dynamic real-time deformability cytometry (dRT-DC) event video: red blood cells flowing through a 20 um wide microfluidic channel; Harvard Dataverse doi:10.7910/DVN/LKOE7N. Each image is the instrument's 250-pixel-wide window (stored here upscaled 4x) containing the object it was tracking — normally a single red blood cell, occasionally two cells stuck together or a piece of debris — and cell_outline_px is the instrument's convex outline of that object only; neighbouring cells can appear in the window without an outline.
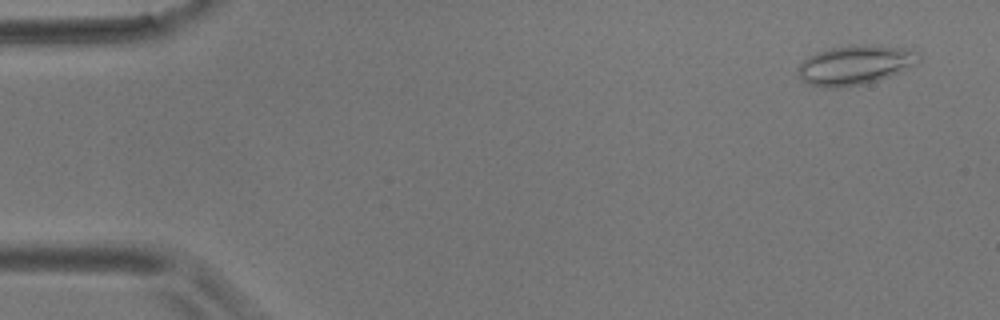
{"species": "common noctule bat (a hibernating species)", "species_latin": "Nyctalus noctula", "temperature_condition": "room temperature", "stored_images_in_passage": 55, "camera_frame_rate_fps": 3000, "um_per_image_px": 0.085, "animal": {"sex": "male", "body_mass_g": 17.9}, "frame": {"image": 1, "passage_image": 3, "time_ms": 0.667, "image_size_px": [1000, 320], "cell_outline_px": [[920, 60], [916, 64], [900, 72], [876, 80], [860, 84], [836, 88], [824, 88], [808, 84], [800, 76], [800, 64], [804, 60], [816, 52], [828, 48], [864, 44], [872, 44], [908, 48], [920, 52]], "centroid_in_image_um": [72.74, 5.5], "position_along_channel_um": 12.3, "area_um2": 27.63}}
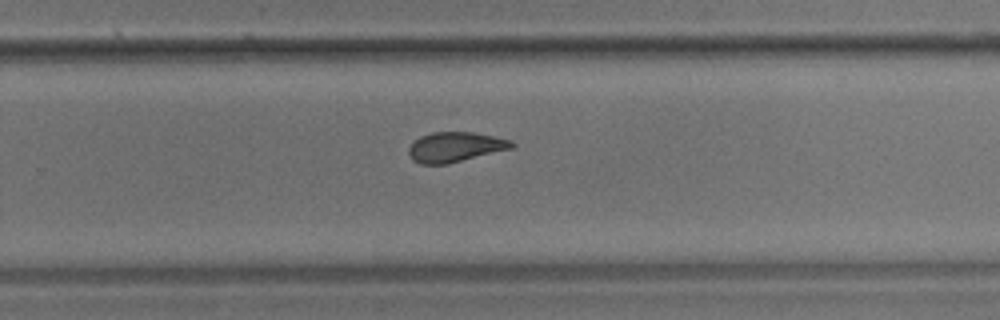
{"frame": {"image": 2, "passage_image": 36, "time_ms": 11.667, "image_size_px": [1000, 320], "cell_outline_px": [[516, 144], [512, 148], [448, 164], [420, 164], [412, 160], [408, 152], [408, 148], [420, 136], [432, 132], [472, 132], [512, 140]], "centroid_in_image_um": [38.68, 12.5], "position_along_channel_um": 291.1, "area_um2": 17.92}}
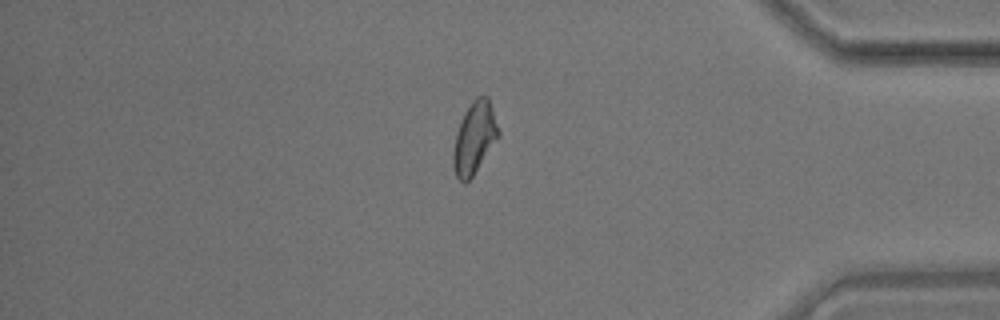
{"frame": {"image": 3, "passage_image": 47, "time_ms": 15.333, "image_size_px": [1000, 320], "cell_outline_px": [[500, 136], [472, 176], [464, 184], [456, 176], [452, 164], [452, 156], [456, 132], [464, 112], [472, 100], [476, 96], [488, 96], [500, 132]], "centroid_in_image_um": [40.32, 11.71], "position_along_channel_um": 394.9, "area_um2": 18.9}, "authors_computed_cell_mechanics": {"area_um2": 18.9006, "velocity_mm_per_s": 3.5969, "shape_relaxation_time_tau1_ms": null, "shape_relaxation_time_tau2_ms": 2.2445, "deformation_change_tau1": null, "deformation_change_tau2": 0.094}}